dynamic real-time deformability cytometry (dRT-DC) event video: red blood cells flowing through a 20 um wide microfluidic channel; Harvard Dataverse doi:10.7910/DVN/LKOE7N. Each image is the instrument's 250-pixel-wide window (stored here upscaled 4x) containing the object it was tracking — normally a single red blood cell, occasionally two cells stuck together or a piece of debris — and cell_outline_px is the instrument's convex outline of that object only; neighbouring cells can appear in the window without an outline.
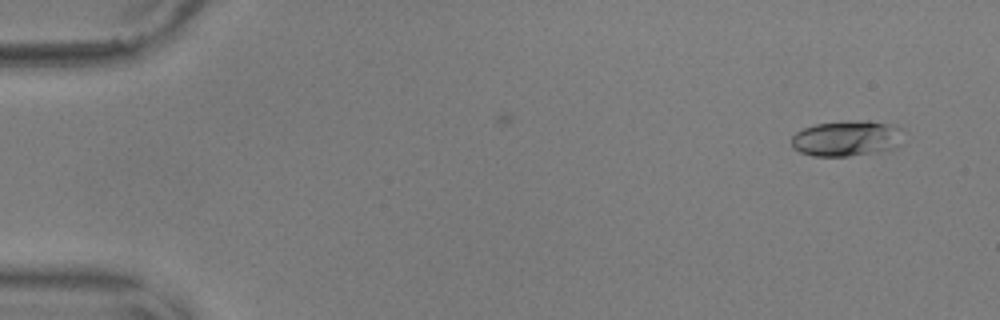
{"species": "common noctule bat (a hibernating species)", "species_latin": "Nyctalus noctula", "temperature_condition": "warm", "stored_images_in_passage": 8, "camera_frame_rate_fps": 3000, "um_per_image_px": 0.085, "animal": {"sex": "male", "body_mass_g": 17.9, "forearm_length_mm": 54.2}, "frame": {"image": 1, "passage_image": 3, "time_ms": 0.667, "image_size_px": [1000, 320], "cell_outline_px": [[900, 144], [896, 148], [880, 152], [848, 156], [812, 156], [800, 152], [792, 148], [792, 136], [796, 132], [804, 128], [816, 124], [868, 120], [896, 124], [900, 128]], "centroid_in_image_um": [71.98, 11.77], "position_along_channel_um": 13.0, "area_um2": 23.29}}